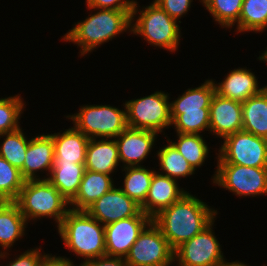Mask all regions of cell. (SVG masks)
Masks as SVG:
<instances>
[{
	"label": "cell",
	"instance_id": "1",
	"mask_svg": "<svg viewBox=\"0 0 267 266\" xmlns=\"http://www.w3.org/2000/svg\"><path fill=\"white\" fill-rule=\"evenodd\" d=\"M217 213V210L187 192L154 216L152 222L175 250L207 227L216 218Z\"/></svg>",
	"mask_w": 267,
	"mask_h": 266
},
{
	"label": "cell",
	"instance_id": "2",
	"mask_svg": "<svg viewBox=\"0 0 267 266\" xmlns=\"http://www.w3.org/2000/svg\"><path fill=\"white\" fill-rule=\"evenodd\" d=\"M131 13L132 11L98 9L85 20L74 24L75 27L70 29L62 39L78 45L81 48L80 56H85L124 31L131 32Z\"/></svg>",
	"mask_w": 267,
	"mask_h": 266
},
{
	"label": "cell",
	"instance_id": "3",
	"mask_svg": "<svg viewBox=\"0 0 267 266\" xmlns=\"http://www.w3.org/2000/svg\"><path fill=\"white\" fill-rule=\"evenodd\" d=\"M57 229L65 247L83 262L106 255L104 225L86 211L70 209Z\"/></svg>",
	"mask_w": 267,
	"mask_h": 266
},
{
	"label": "cell",
	"instance_id": "4",
	"mask_svg": "<svg viewBox=\"0 0 267 266\" xmlns=\"http://www.w3.org/2000/svg\"><path fill=\"white\" fill-rule=\"evenodd\" d=\"M14 202L26 221L54 218L57 227L70 210L69 202L47 179L25 180Z\"/></svg>",
	"mask_w": 267,
	"mask_h": 266
},
{
	"label": "cell",
	"instance_id": "5",
	"mask_svg": "<svg viewBox=\"0 0 267 266\" xmlns=\"http://www.w3.org/2000/svg\"><path fill=\"white\" fill-rule=\"evenodd\" d=\"M138 9L137 1H134L130 33L144 37L145 41L154 47L176 51L182 36L177 20L171 18L154 2L144 7V10ZM136 14L138 17L135 20Z\"/></svg>",
	"mask_w": 267,
	"mask_h": 266
},
{
	"label": "cell",
	"instance_id": "6",
	"mask_svg": "<svg viewBox=\"0 0 267 266\" xmlns=\"http://www.w3.org/2000/svg\"><path fill=\"white\" fill-rule=\"evenodd\" d=\"M124 110L110 105H83L78 113L66 118L89 139H115L127 126L126 106Z\"/></svg>",
	"mask_w": 267,
	"mask_h": 266
},
{
	"label": "cell",
	"instance_id": "7",
	"mask_svg": "<svg viewBox=\"0 0 267 266\" xmlns=\"http://www.w3.org/2000/svg\"><path fill=\"white\" fill-rule=\"evenodd\" d=\"M156 91L151 95L125 102L127 126L133 129L149 130L158 134L172 126L169 96Z\"/></svg>",
	"mask_w": 267,
	"mask_h": 266
},
{
	"label": "cell",
	"instance_id": "8",
	"mask_svg": "<svg viewBox=\"0 0 267 266\" xmlns=\"http://www.w3.org/2000/svg\"><path fill=\"white\" fill-rule=\"evenodd\" d=\"M218 152L217 164L267 167V139L243 130L226 136Z\"/></svg>",
	"mask_w": 267,
	"mask_h": 266
},
{
	"label": "cell",
	"instance_id": "9",
	"mask_svg": "<svg viewBox=\"0 0 267 266\" xmlns=\"http://www.w3.org/2000/svg\"><path fill=\"white\" fill-rule=\"evenodd\" d=\"M214 174L212 180L215 185L238 197L267 195V167L217 164Z\"/></svg>",
	"mask_w": 267,
	"mask_h": 266
},
{
	"label": "cell",
	"instance_id": "10",
	"mask_svg": "<svg viewBox=\"0 0 267 266\" xmlns=\"http://www.w3.org/2000/svg\"><path fill=\"white\" fill-rule=\"evenodd\" d=\"M125 260L128 266H170L174 261V250L151 221L139 234Z\"/></svg>",
	"mask_w": 267,
	"mask_h": 266
},
{
	"label": "cell",
	"instance_id": "11",
	"mask_svg": "<svg viewBox=\"0 0 267 266\" xmlns=\"http://www.w3.org/2000/svg\"><path fill=\"white\" fill-rule=\"evenodd\" d=\"M214 222L215 219L174 250V262L178 261V266H219L226 262L213 232Z\"/></svg>",
	"mask_w": 267,
	"mask_h": 266
},
{
	"label": "cell",
	"instance_id": "12",
	"mask_svg": "<svg viewBox=\"0 0 267 266\" xmlns=\"http://www.w3.org/2000/svg\"><path fill=\"white\" fill-rule=\"evenodd\" d=\"M151 221L141 210L136 216L105 225L106 255L125 258L139 234Z\"/></svg>",
	"mask_w": 267,
	"mask_h": 266
},
{
	"label": "cell",
	"instance_id": "13",
	"mask_svg": "<svg viewBox=\"0 0 267 266\" xmlns=\"http://www.w3.org/2000/svg\"><path fill=\"white\" fill-rule=\"evenodd\" d=\"M85 211L105 226L121 219L136 216L141 211V208L120 187L115 188L113 186Z\"/></svg>",
	"mask_w": 267,
	"mask_h": 266
},
{
	"label": "cell",
	"instance_id": "14",
	"mask_svg": "<svg viewBox=\"0 0 267 266\" xmlns=\"http://www.w3.org/2000/svg\"><path fill=\"white\" fill-rule=\"evenodd\" d=\"M209 117L210 133L224 139L242 130V103L215 93L209 107Z\"/></svg>",
	"mask_w": 267,
	"mask_h": 266
},
{
	"label": "cell",
	"instance_id": "15",
	"mask_svg": "<svg viewBox=\"0 0 267 266\" xmlns=\"http://www.w3.org/2000/svg\"><path fill=\"white\" fill-rule=\"evenodd\" d=\"M158 133L127 127L116 138L120 162L124 167L141 166L155 144Z\"/></svg>",
	"mask_w": 267,
	"mask_h": 266
},
{
	"label": "cell",
	"instance_id": "16",
	"mask_svg": "<svg viewBox=\"0 0 267 266\" xmlns=\"http://www.w3.org/2000/svg\"><path fill=\"white\" fill-rule=\"evenodd\" d=\"M187 191L180 189L177 180L155 172L141 210L151 219L160 211L178 201Z\"/></svg>",
	"mask_w": 267,
	"mask_h": 266
},
{
	"label": "cell",
	"instance_id": "17",
	"mask_svg": "<svg viewBox=\"0 0 267 266\" xmlns=\"http://www.w3.org/2000/svg\"><path fill=\"white\" fill-rule=\"evenodd\" d=\"M54 160V141L51 134H42L29 138L23 168L20 170L25 180L42 179L39 171H48L49 177Z\"/></svg>",
	"mask_w": 267,
	"mask_h": 266
},
{
	"label": "cell",
	"instance_id": "18",
	"mask_svg": "<svg viewBox=\"0 0 267 266\" xmlns=\"http://www.w3.org/2000/svg\"><path fill=\"white\" fill-rule=\"evenodd\" d=\"M54 141V160L52 167L62 164H85L89 138L74 126L63 133L52 134Z\"/></svg>",
	"mask_w": 267,
	"mask_h": 266
},
{
	"label": "cell",
	"instance_id": "19",
	"mask_svg": "<svg viewBox=\"0 0 267 266\" xmlns=\"http://www.w3.org/2000/svg\"><path fill=\"white\" fill-rule=\"evenodd\" d=\"M251 69L231 70L222 82L215 83L216 93L231 100L243 103L248 98L259 94L266 86L260 87Z\"/></svg>",
	"mask_w": 267,
	"mask_h": 266
},
{
	"label": "cell",
	"instance_id": "20",
	"mask_svg": "<svg viewBox=\"0 0 267 266\" xmlns=\"http://www.w3.org/2000/svg\"><path fill=\"white\" fill-rule=\"evenodd\" d=\"M119 165L118 145L115 139H89L85 160L86 170L111 175Z\"/></svg>",
	"mask_w": 267,
	"mask_h": 266
},
{
	"label": "cell",
	"instance_id": "21",
	"mask_svg": "<svg viewBox=\"0 0 267 266\" xmlns=\"http://www.w3.org/2000/svg\"><path fill=\"white\" fill-rule=\"evenodd\" d=\"M26 224L28 222L14 201L0 203V246L3 249L0 252L1 259L10 255L7 249L25 235Z\"/></svg>",
	"mask_w": 267,
	"mask_h": 266
},
{
	"label": "cell",
	"instance_id": "22",
	"mask_svg": "<svg viewBox=\"0 0 267 266\" xmlns=\"http://www.w3.org/2000/svg\"><path fill=\"white\" fill-rule=\"evenodd\" d=\"M111 175L85 170L78 193L69 203L74 211H85L92 203L113 188Z\"/></svg>",
	"mask_w": 267,
	"mask_h": 266
},
{
	"label": "cell",
	"instance_id": "23",
	"mask_svg": "<svg viewBox=\"0 0 267 266\" xmlns=\"http://www.w3.org/2000/svg\"><path fill=\"white\" fill-rule=\"evenodd\" d=\"M242 130L267 139V85L242 103Z\"/></svg>",
	"mask_w": 267,
	"mask_h": 266
},
{
	"label": "cell",
	"instance_id": "24",
	"mask_svg": "<svg viewBox=\"0 0 267 266\" xmlns=\"http://www.w3.org/2000/svg\"><path fill=\"white\" fill-rule=\"evenodd\" d=\"M214 80L208 79L199 87L186 90L181 96L170 102L172 122L183 113V111L201 110L209 108L215 95Z\"/></svg>",
	"mask_w": 267,
	"mask_h": 266
},
{
	"label": "cell",
	"instance_id": "25",
	"mask_svg": "<svg viewBox=\"0 0 267 266\" xmlns=\"http://www.w3.org/2000/svg\"><path fill=\"white\" fill-rule=\"evenodd\" d=\"M85 164H62L60 167H52L47 179L56 186L61 195L70 203L78 193L82 177L85 173Z\"/></svg>",
	"mask_w": 267,
	"mask_h": 266
},
{
	"label": "cell",
	"instance_id": "26",
	"mask_svg": "<svg viewBox=\"0 0 267 266\" xmlns=\"http://www.w3.org/2000/svg\"><path fill=\"white\" fill-rule=\"evenodd\" d=\"M122 171H125V176L121 190L141 206L146 200L153 174L156 171L146 169L143 165L125 167Z\"/></svg>",
	"mask_w": 267,
	"mask_h": 266
},
{
	"label": "cell",
	"instance_id": "27",
	"mask_svg": "<svg viewBox=\"0 0 267 266\" xmlns=\"http://www.w3.org/2000/svg\"><path fill=\"white\" fill-rule=\"evenodd\" d=\"M167 142L169 143L168 145H164V147L157 151L161 170V172L158 171V173L176 180L181 177L187 178L193 175L195 172L193 167L170 142V139H168Z\"/></svg>",
	"mask_w": 267,
	"mask_h": 266
},
{
	"label": "cell",
	"instance_id": "28",
	"mask_svg": "<svg viewBox=\"0 0 267 266\" xmlns=\"http://www.w3.org/2000/svg\"><path fill=\"white\" fill-rule=\"evenodd\" d=\"M236 32H263L267 28V0H244Z\"/></svg>",
	"mask_w": 267,
	"mask_h": 266
},
{
	"label": "cell",
	"instance_id": "29",
	"mask_svg": "<svg viewBox=\"0 0 267 266\" xmlns=\"http://www.w3.org/2000/svg\"><path fill=\"white\" fill-rule=\"evenodd\" d=\"M177 133V142L170 141L194 170L201 167L208 157L209 147L201 134Z\"/></svg>",
	"mask_w": 267,
	"mask_h": 266
},
{
	"label": "cell",
	"instance_id": "30",
	"mask_svg": "<svg viewBox=\"0 0 267 266\" xmlns=\"http://www.w3.org/2000/svg\"><path fill=\"white\" fill-rule=\"evenodd\" d=\"M1 137H4V141L0 145V156L21 170L25 161L29 139L23 133L22 128L9 133H1Z\"/></svg>",
	"mask_w": 267,
	"mask_h": 266
},
{
	"label": "cell",
	"instance_id": "31",
	"mask_svg": "<svg viewBox=\"0 0 267 266\" xmlns=\"http://www.w3.org/2000/svg\"><path fill=\"white\" fill-rule=\"evenodd\" d=\"M221 28H232L239 22L244 0H199Z\"/></svg>",
	"mask_w": 267,
	"mask_h": 266
},
{
	"label": "cell",
	"instance_id": "32",
	"mask_svg": "<svg viewBox=\"0 0 267 266\" xmlns=\"http://www.w3.org/2000/svg\"><path fill=\"white\" fill-rule=\"evenodd\" d=\"M24 182L20 170L0 156V200L15 201Z\"/></svg>",
	"mask_w": 267,
	"mask_h": 266
},
{
	"label": "cell",
	"instance_id": "33",
	"mask_svg": "<svg viewBox=\"0 0 267 266\" xmlns=\"http://www.w3.org/2000/svg\"><path fill=\"white\" fill-rule=\"evenodd\" d=\"M209 124V108L183 111V113L172 122L176 130L175 132L182 134H201L205 130L209 131Z\"/></svg>",
	"mask_w": 267,
	"mask_h": 266
},
{
	"label": "cell",
	"instance_id": "34",
	"mask_svg": "<svg viewBox=\"0 0 267 266\" xmlns=\"http://www.w3.org/2000/svg\"><path fill=\"white\" fill-rule=\"evenodd\" d=\"M25 103L18 94L6 98H0V134L18 130L19 120L23 113Z\"/></svg>",
	"mask_w": 267,
	"mask_h": 266
},
{
	"label": "cell",
	"instance_id": "35",
	"mask_svg": "<svg viewBox=\"0 0 267 266\" xmlns=\"http://www.w3.org/2000/svg\"><path fill=\"white\" fill-rule=\"evenodd\" d=\"M162 10H164L171 18L177 20L186 15L191 7L193 0H153Z\"/></svg>",
	"mask_w": 267,
	"mask_h": 266
},
{
	"label": "cell",
	"instance_id": "36",
	"mask_svg": "<svg viewBox=\"0 0 267 266\" xmlns=\"http://www.w3.org/2000/svg\"><path fill=\"white\" fill-rule=\"evenodd\" d=\"M135 0H86V8L91 9H114L117 11H132Z\"/></svg>",
	"mask_w": 267,
	"mask_h": 266
},
{
	"label": "cell",
	"instance_id": "37",
	"mask_svg": "<svg viewBox=\"0 0 267 266\" xmlns=\"http://www.w3.org/2000/svg\"><path fill=\"white\" fill-rule=\"evenodd\" d=\"M44 255L45 253H41V247L36 249L32 248L17 257L15 256V259L10 261L6 266H40Z\"/></svg>",
	"mask_w": 267,
	"mask_h": 266
},
{
	"label": "cell",
	"instance_id": "38",
	"mask_svg": "<svg viewBox=\"0 0 267 266\" xmlns=\"http://www.w3.org/2000/svg\"><path fill=\"white\" fill-rule=\"evenodd\" d=\"M80 266H128L125 258L114 256H100L98 258L85 261Z\"/></svg>",
	"mask_w": 267,
	"mask_h": 266
},
{
	"label": "cell",
	"instance_id": "39",
	"mask_svg": "<svg viewBox=\"0 0 267 266\" xmlns=\"http://www.w3.org/2000/svg\"><path fill=\"white\" fill-rule=\"evenodd\" d=\"M40 266H76L74 262L71 261L67 257L60 256H51L49 254H45L43 259L41 260ZM80 266V265H79Z\"/></svg>",
	"mask_w": 267,
	"mask_h": 266
},
{
	"label": "cell",
	"instance_id": "40",
	"mask_svg": "<svg viewBox=\"0 0 267 266\" xmlns=\"http://www.w3.org/2000/svg\"><path fill=\"white\" fill-rule=\"evenodd\" d=\"M219 266H247V264L240 262V261H234V262H224L220 264Z\"/></svg>",
	"mask_w": 267,
	"mask_h": 266
},
{
	"label": "cell",
	"instance_id": "41",
	"mask_svg": "<svg viewBox=\"0 0 267 266\" xmlns=\"http://www.w3.org/2000/svg\"><path fill=\"white\" fill-rule=\"evenodd\" d=\"M259 60L264 61L267 63V49L261 53V55L258 57Z\"/></svg>",
	"mask_w": 267,
	"mask_h": 266
}]
</instances>
